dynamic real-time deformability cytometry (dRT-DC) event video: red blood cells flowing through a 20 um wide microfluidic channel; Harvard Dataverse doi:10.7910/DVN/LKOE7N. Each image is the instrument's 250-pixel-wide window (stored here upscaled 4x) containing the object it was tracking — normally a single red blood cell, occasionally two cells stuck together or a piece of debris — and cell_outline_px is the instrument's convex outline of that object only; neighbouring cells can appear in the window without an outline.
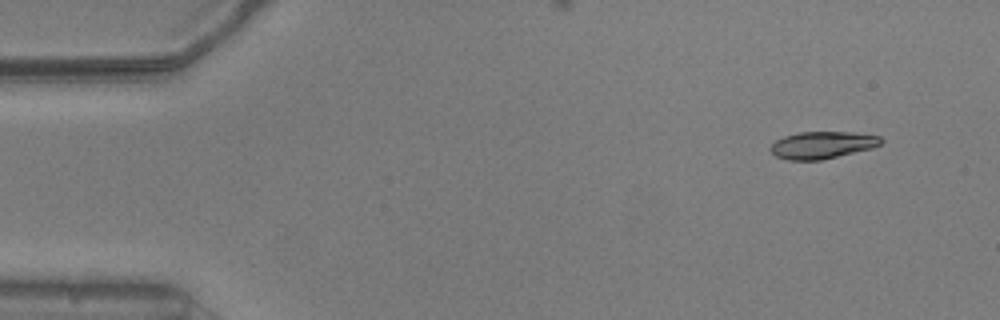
{"species": "common noctule bat (a hibernating species)", "species_latin": "Nyctalus noctula", "temperature_condition": "warm", "stored_images_in_passage": 40, "camera_frame_rate_fps": 3000, "um_per_image_px": 0.085, "animal": {"sex": "male", "body_mass_g": 20.5, "forearm_length_mm": 52.5}, "frame": {"image": 1, "passage_image": 1, "time_ms": 0.0, "image_size_px": [1000, 320], "cell_outline_px": [[884, 140], [880, 144], [872, 148], [820, 160], [788, 160], [776, 156], [768, 148], [776, 140], [784, 136], [800, 132], [852, 132], [880, 136]], "centroid_in_image_um": [69.88, 12.32], "position_along_channel_um": 15.1, "area_um2": 17.4}}
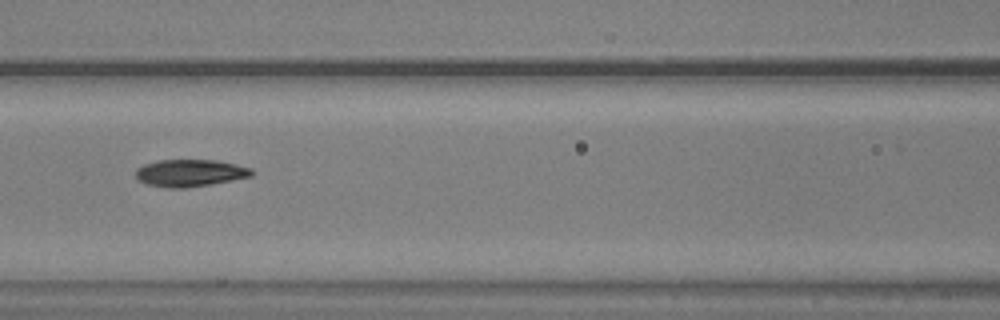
{"frame": {"image": 2, "passage_image": 20, "time_ms": 6.333, "image_size_px": [1000, 320], "cell_outline_px": [[252, 176], [212, 184], [184, 188], [168, 188], [148, 184], [140, 180], [136, 176], [136, 168], [144, 164], [160, 160], [216, 160], [236, 164], [252, 168]], "centroid_in_image_um": [16.16, 14.7], "position_along_channel_um": 150.4, "area_um2": 18.26}}
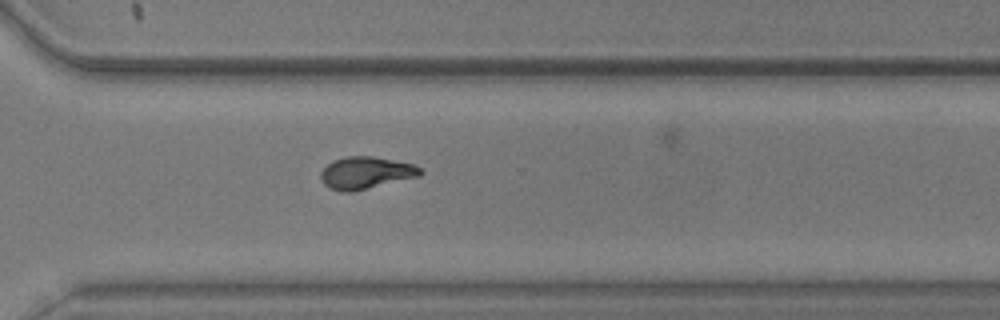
{"frame": {"image": 3, "passage_image": 35, "time_ms": 11.333, "image_size_px": [1000, 320], "cell_outline_px": [[424, 172], [420, 176], [352, 192], [340, 192], [328, 188], [320, 180], [320, 172], [332, 160], [348, 156], [372, 156], [412, 164], [424, 168]], "centroid_in_image_um": [31.09, 14.7], "position_along_channel_um": 339.5, "area_um2": 18.84}, "authors_computed_cell_mechanics": {"area_um2": 18.2359, "velocity_mm_per_s": 3.7912, "shape_relaxation_time_tau1_ms": 4.3677, "shape_relaxation_time_tau2_ms": 3.014, "deformation_change_tau1": 0.1779, "deformation_change_tau2": 0.0813}}